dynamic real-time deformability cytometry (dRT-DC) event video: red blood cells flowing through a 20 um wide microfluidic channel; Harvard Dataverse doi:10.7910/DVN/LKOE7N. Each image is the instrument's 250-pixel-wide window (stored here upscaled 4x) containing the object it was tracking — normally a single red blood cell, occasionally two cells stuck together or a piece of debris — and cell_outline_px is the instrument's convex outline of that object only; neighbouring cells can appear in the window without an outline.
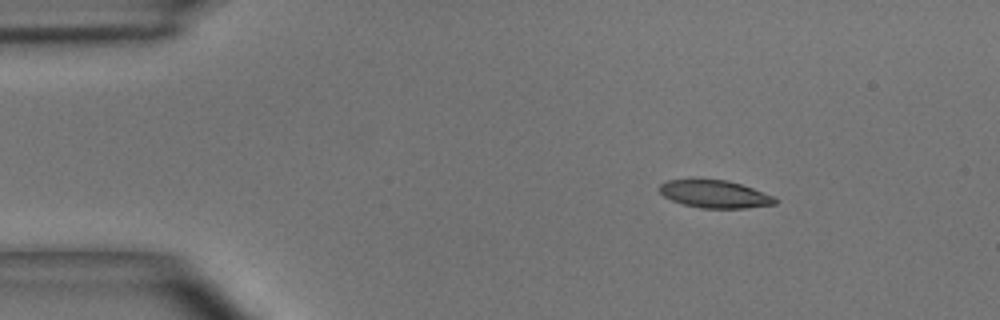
{"species": "common noctule bat (a hibernating species)", "species_latin": "Nyctalus noctula", "temperature_condition": "room temperature", "stored_images_in_passage": 3, "camera_frame_rate_fps": 3000, "um_per_image_px": 0.085, "animal": {"sex": "male", "body_mass_g": 15.6}, "frame": {"image": 1, "passage_image": 1, "time_ms": 0.0, "image_size_px": [1000, 320], "cell_outline_px": [[780, 200], [776, 204], [744, 208], [700, 208], [684, 204], [672, 200], [664, 196], [656, 188], [660, 184], [668, 180], [728, 180], [776, 196]], "centroid_in_image_um": [60.79, 16.5], "position_along_channel_um": 24.2, "area_um2": 18.61}}